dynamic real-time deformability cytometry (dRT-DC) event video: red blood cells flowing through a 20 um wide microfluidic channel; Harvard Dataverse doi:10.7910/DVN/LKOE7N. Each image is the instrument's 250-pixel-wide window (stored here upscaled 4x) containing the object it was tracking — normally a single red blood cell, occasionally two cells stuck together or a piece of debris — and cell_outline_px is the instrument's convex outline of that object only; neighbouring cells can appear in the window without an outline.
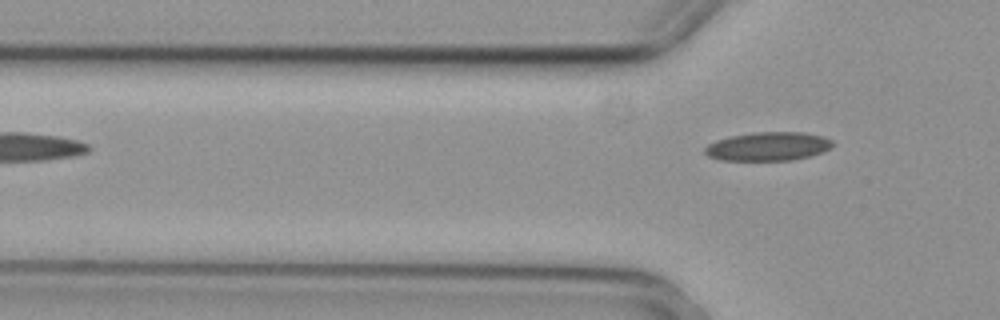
{"species": "common noctule bat (a hibernating species)", "species_latin": "Nyctalus noctula", "temperature_condition": "cold", "stored_images_in_passage": 2, "camera_frame_rate_fps": 3000, "um_per_image_px": 0.085, "animal": {"sex": "female", "body_mass_g": 29.2, "forearm_length_mm": 56.3}, "frame": {"image": 1, "passage_image": 2, "time_ms": 0.333, "image_size_px": [1000, 320], "cell_outline_px": [[832, 148], [824, 152], [792, 160], [720, 160], [708, 156], [704, 152], [704, 148], [708, 144], [716, 140], [732, 136], [752, 132], [804, 132], [824, 136], [832, 140]], "centroid_in_image_um": [65.3, 12.44], "position_along_channel_um": 60.5, "area_um2": 21.44}}